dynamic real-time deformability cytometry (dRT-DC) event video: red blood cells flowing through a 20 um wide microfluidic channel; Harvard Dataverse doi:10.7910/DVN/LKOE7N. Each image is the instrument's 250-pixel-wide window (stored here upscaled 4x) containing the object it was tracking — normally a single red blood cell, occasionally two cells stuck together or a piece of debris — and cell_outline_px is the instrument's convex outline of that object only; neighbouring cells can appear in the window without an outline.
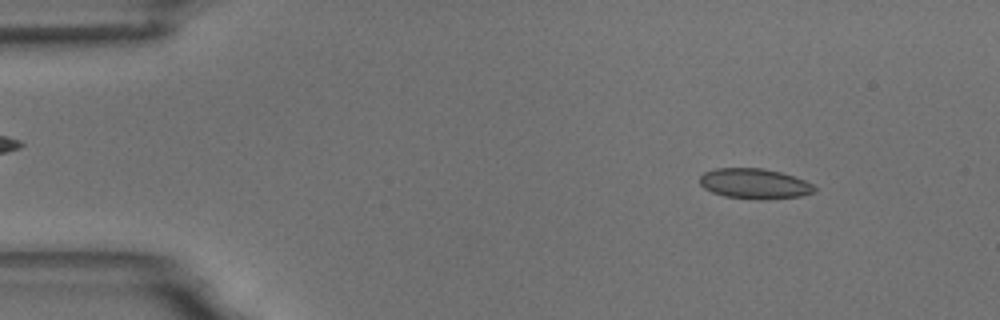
{"species": "common noctule bat (a hibernating species)", "species_latin": "Nyctalus noctula", "temperature_condition": "room temperature", "stored_images_in_passage": 54, "camera_frame_rate_fps": 3000, "um_per_image_px": 0.085, "animal": {"sex": "male", "body_mass_g": 18.8}, "frame": {"image": 1, "passage_image": 6, "time_ms": 1.667, "image_size_px": [1000, 320], "cell_outline_px": [[816, 192], [800, 196], [764, 200], [760, 200], [724, 196], [712, 192], [704, 188], [700, 184], [700, 176], [704, 172], [716, 168], [764, 168], [780, 172], [804, 180], [812, 184], [816, 188]], "centroid_in_image_um": [64.13, 15.62], "position_along_channel_um": 20.9, "area_um2": 20.29}}
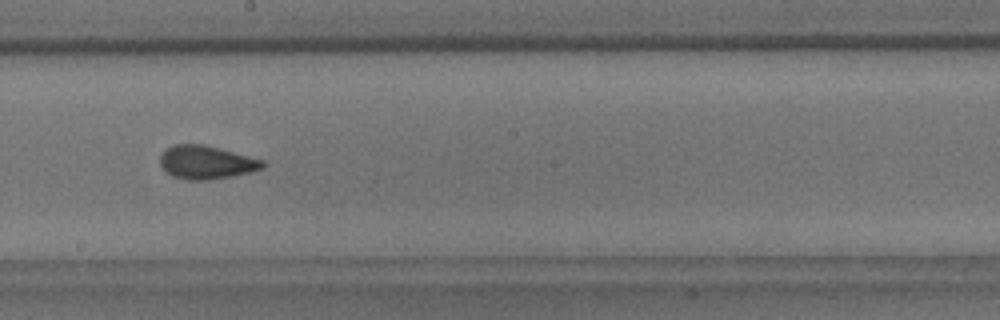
{"frame": {"image": 2, "passage_image": 30, "time_ms": 9.667, "image_size_px": [1000, 320], "cell_outline_px": [[268, 164], [264, 168], [252, 172], [232, 176], [208, 180], [188, 180], [172, 176], [160, 164], [160, 156], [172, 144], [204, 144], [264, 160]], "centroid_in_image_um": [17.59, 13.8], "position_along_channel_um": 230.6, "area_um2": 20.0}}
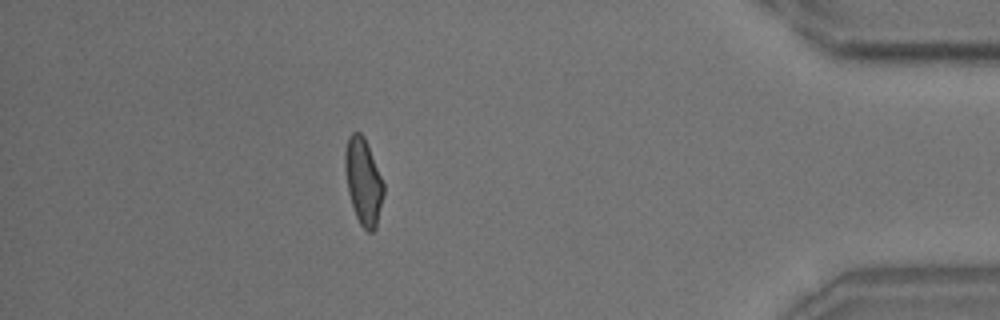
{"frame": {"image": 3, "passage_image": 48, "time_ms": 15.667, "image_size_px": [1000, 320], "cell_outline_px": [[384, 192], [376, 228], [372, 232], [368, 232], [360, 224], [356, 216], [348, 192], [344, 168], [344, 152], [348, 136], [352, 132], [360, 132], [364, 136], [384, 184]], "centroid_in_image_um": [30.87, 15.4], "position_along_channel_um": 404.3, "area_um2": 19.36}, "authors_computed_cell_mechanics": {"area_um2": 19.7387, "velocity_mm_per_s": 3.6455, "shape_relaxation_time_tau1_ms": 6.9861, "shape_relaxation_time_tau2_ms": 1.3815, "deformation_change_tau1": 0.1495, "deformation_change_tau2": 0.0584}}